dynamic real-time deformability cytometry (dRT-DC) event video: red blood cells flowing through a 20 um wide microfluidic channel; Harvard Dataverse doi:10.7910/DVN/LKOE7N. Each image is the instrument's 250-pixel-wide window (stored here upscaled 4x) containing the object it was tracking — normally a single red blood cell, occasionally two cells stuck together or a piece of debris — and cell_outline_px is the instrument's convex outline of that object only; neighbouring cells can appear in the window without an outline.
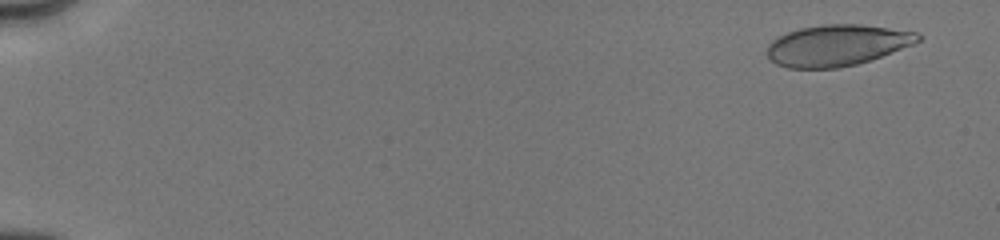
{"species": "human", "species_latin": "Homo sapiens", "temperature_condition": "cold", "stored_images_in_passage": 63, "camera_frame_rate_fps": 3000, "um_per_image_px": 0.085, "donor": {"sex": "male"}, "frame": {"image": 1, "passage_image": 3, "time_ms": 0.667, "image_size_px": [1000, 240], "cell_outline_px": [[920, 40], [912, 44], [880, 56], [856, 64], [836, 68], [788, 68], [776, 64], [768, 56], [768, 44], [776, 36], [800, 28], [824, 24], [860, 24], [916, 32], [920, 36]], "centroid_in_image_um": [71.09, 3.84], "position_along_channel_um": 13.9, "area_um2": 35.78}}
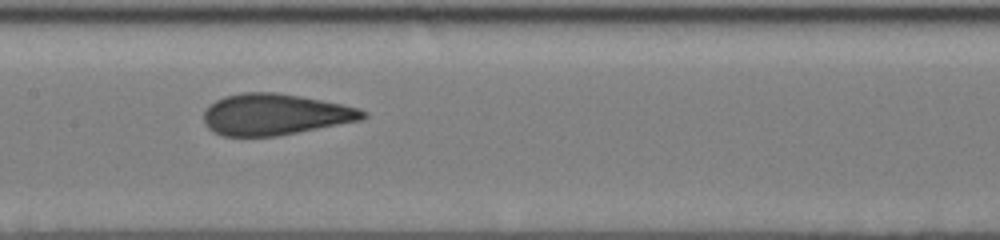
{"frame": {"image": 2, "passage_image": 30, "time_ms": 9.0, "image_size_px": [1000, 240], "cell_outline_px": [[368, 116], [360, 120], [276, 136], [224, 136], [212, 132], [204, 124], [204, 112], [208, 104], [224, 96], [244, 92], [276, 92], [300, 96], [360, 108], [368, 112]], "centroid_in_image_um": [23.34, 9.72], "position_along_channel_um": 184.1, "area_um2": 38.21}}
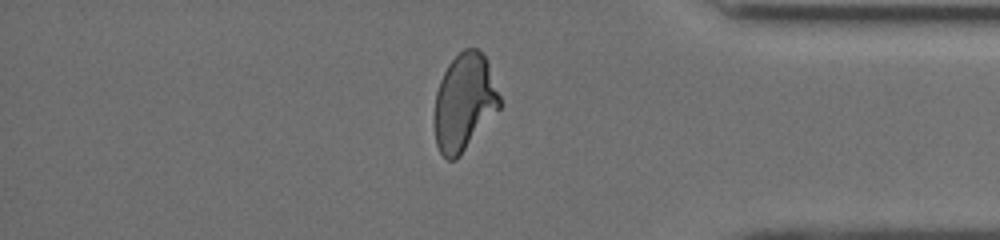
{"frame": {"image": 3, "passage_image": 51, "time_ms": 14.667, "image_size_px": [1000, 240], "cell_outline_px": [[500, 108], [460, 156], [456, 160], [448, 160], [440, 152], [436, 144], [436, 92], [440, 80], [448, 64], [464, 48], [476, 48], [488, 60], [500, 96]], "centroid_in_image_um": [39.49, 8.68], "position_along_channel_um": 395.7, "area_um2": 36.53}, "authors_computed_cell_mechanics": {"area_um2": 36.8764, "velocity_mm_per_s": 4.0266, "shape_relaxation_time_tau1_ms": 4.7593, "shape_relaxation_time_tau2_ms": 0.6678, "deformation_change_tau1": 0.1608, "deformation_change_tau2": 0.0658}}